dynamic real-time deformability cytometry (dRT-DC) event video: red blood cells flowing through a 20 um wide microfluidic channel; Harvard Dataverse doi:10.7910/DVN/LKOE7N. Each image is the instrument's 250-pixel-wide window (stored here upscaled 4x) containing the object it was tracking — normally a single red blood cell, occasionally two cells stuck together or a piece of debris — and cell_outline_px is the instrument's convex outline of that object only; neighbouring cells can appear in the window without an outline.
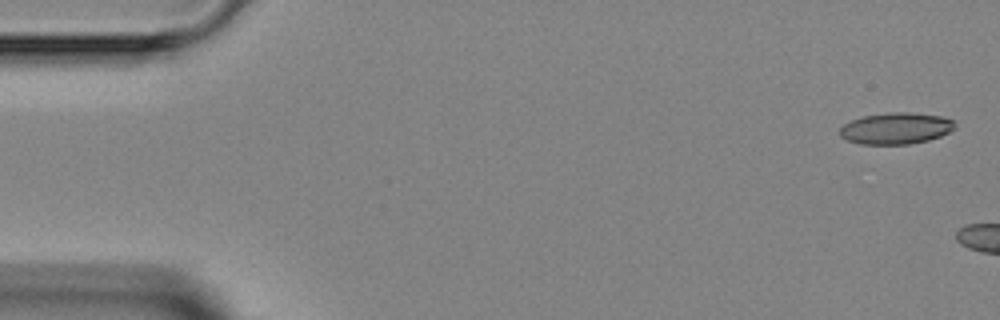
{"species": "Egyptian fruit bat (a non-hibernating species)", "species_latin": "Rousettus aegyptiacus", "temperature_condition": "room temperature", "stored_images_in_passage": 2, "camera_frame_rate_fps": 3000, "um_per_image_px": 0.085, "animal": {"sex": "female"}, "frame": {"image": 1, "passage_image": 1, "time_ms": 0.0, "image_size_px": [1000, 320], "cell_outline_px": [[956, 128], [940, 136], [928, 140], [908, 144], [860, 144], [848, 140], [840, 136], [840, 128], [844, 124], [852, 120], [864, 116], [892, 112], [908, 112], [944, 116], [952, 120], [956, 124]], "centroid_in_image_um": [76.18, 10.91], "position_along_channel_um": 8.8, "area_um2": 21.04}}